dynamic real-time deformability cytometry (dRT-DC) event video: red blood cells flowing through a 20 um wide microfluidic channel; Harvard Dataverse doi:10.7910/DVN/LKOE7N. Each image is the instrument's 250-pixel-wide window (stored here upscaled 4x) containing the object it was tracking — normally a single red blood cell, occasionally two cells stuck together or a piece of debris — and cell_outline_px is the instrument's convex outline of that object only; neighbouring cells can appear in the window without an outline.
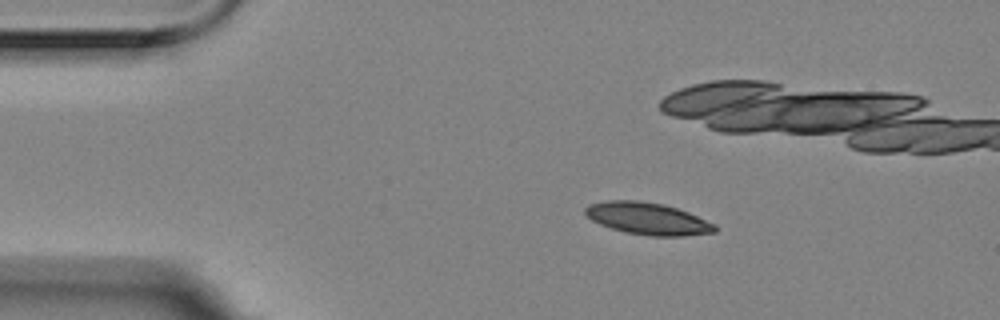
{"species": "Egyptian fruit bat (a non-hibernating species)", "species_latin": "Rousettus aegyptiacus", "temperature_condition": "room temperature", "stored_images_in_passage": 5, "camera_frame_rate_fps": 3000, "um_per_image_px": 0.085, "animal": {"sex": "female"}, "frame": {"image": 1, "passage_image": 5, "time_ms": 1.333, "image_size_px": [1000, 320], "cell_outline_px": [[716, 232], [684, 236], [652, 236], [624, 232], [600, 224], [592, 220], [584, 212], [584, 208], [588, 204], [608, 200], [636, 200], [664, 204], [688, 212], [716, 224]], "centroid_in_image_um": [55.05, 18.58], "position_along_channel_um": 29.9, "area_um2": 24.22}}